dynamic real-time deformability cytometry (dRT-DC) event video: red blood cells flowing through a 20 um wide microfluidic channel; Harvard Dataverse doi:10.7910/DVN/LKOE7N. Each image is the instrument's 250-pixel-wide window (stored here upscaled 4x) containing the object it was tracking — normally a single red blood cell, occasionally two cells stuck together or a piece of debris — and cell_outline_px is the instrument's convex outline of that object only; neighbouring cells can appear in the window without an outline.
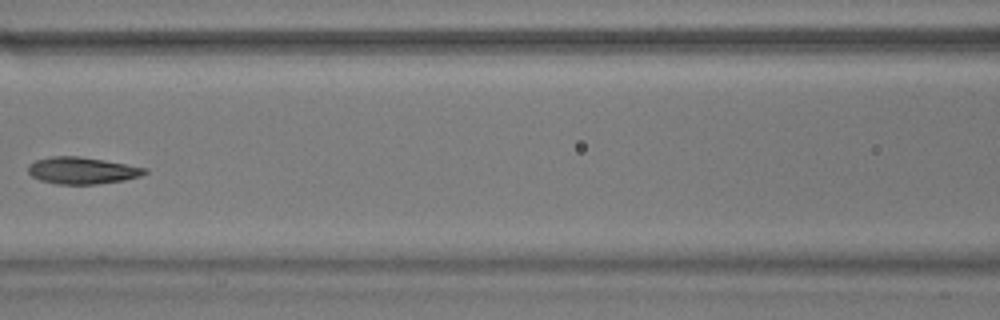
{"species": "common noctule bat (a hibernating species)", "species_latin": "Nyctalus noctula", "temperature_condition": "warm", "stored_images_in_passage": 8, "camera_frame_rate_fps": 3000, "um_per_image_px": 0.085, "animal": {"sex": "male", "body_mass_g": 17.9}, "frame": {"image": 1, "passage_image": 8, "time_ms": 2.333, "image_size_px": [1000, 320], "cell_outline_px": [[148, 172], [140, 176], [124, 180], [96, 184], [56, 184], [40, 180], [32, 176], [28, 172], [28, 164], [36, 160], [52, 156], [76, 156], [104, 160], [148, 168]], "centroid_in_image_um": [6.98, 14.49], "position_along_channel_um": 159.6, "area_um2": 18.21}}